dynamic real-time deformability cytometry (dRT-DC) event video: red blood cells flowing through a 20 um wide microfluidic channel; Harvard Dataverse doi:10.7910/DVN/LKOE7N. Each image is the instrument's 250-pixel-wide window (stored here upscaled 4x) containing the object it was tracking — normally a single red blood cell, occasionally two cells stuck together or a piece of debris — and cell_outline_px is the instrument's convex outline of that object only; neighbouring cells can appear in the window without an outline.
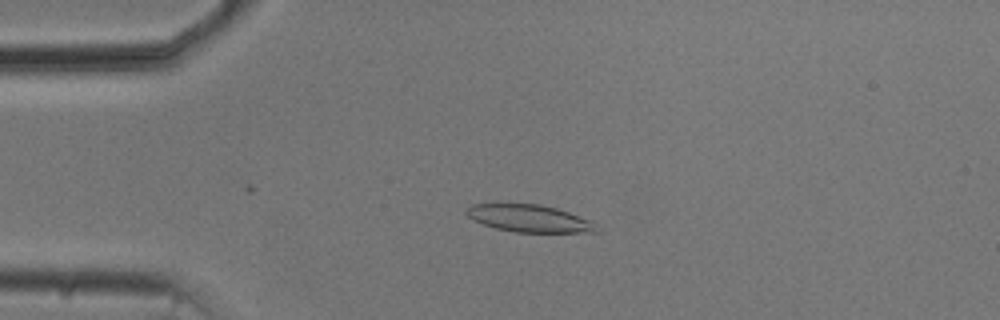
{"species": "common noctule bat (a hibernating species)", "species_latin": "Nyctalus noctula", "temperature_condition": "cold", "stored_images_in_passage": 54, "camera_frame_rate_fps": 3000, "um_per_image_px": 0.085, "animal": {"sex": "male", "body_mass_g": 20.5, "forearm_length_mm": 52.5}, "frame": {"image": 1, "passage_image": 13, "time_ms": 4.0, "image_size_px": [1000, 320], "cell_outline_px": [[600, 232], [516, 232], [496, 228], [472, 220], [464, 212], [472, 204], [540, 204], [556, 208], [568, 212], [588, 220], [596, 224]], "centroid_in_image_um": [44.98, 18.57], "position_along_channel_um": 40.0, "area_um2": 20.46}}
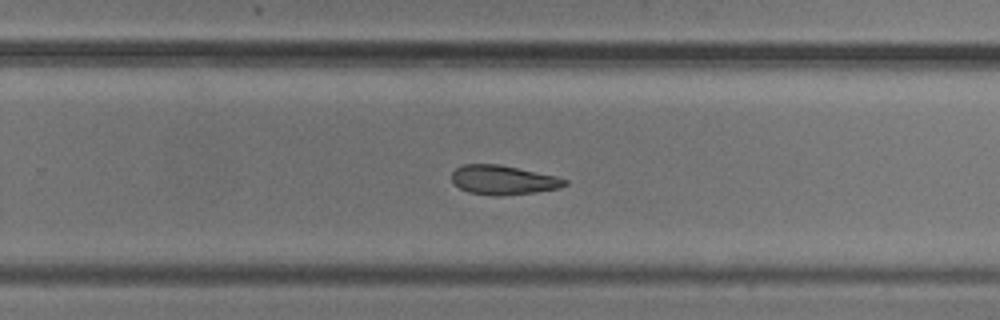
{"frame": {"image": 2, "passage_image": 35, "time_ms": 11.333, "image_size_px": [1000, 320], "cell_outline_px": [[568, 184], [560, 188], [532, 192], [500, 196], [492, 196], [468, 192], [460, 188], [452, 180], [452, 172], [456, 168], [464, 164], [500, 164], [556, 176], [568, 180]], "centroid_in_image_um": [42.77, 15.29], "position_along_channel_um": 287.0, "area_um2": 19.25}}
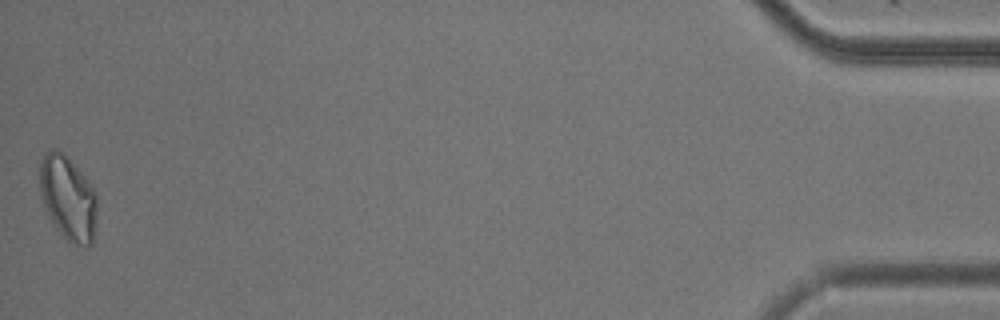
{"frame": {"image": 3, "passage_image": 54, "time_ms": 17.667, "image_size_px": [1000, 320], "cell_outline_px": [[96, 216], [92, 244], [88, 248], [84, 248], [72, 244], [56, 228], [48, 216], [40, 192], [40, 160], [44, 152], [52, 148], [56, 148], [84, 176], [96, 192]], "centroid_in_image_um": [5.77, 16.87], "position_along_channel_um": 429.4, "area_um2": 27.98}, "authors_computed_cell_mechanics": {"area_um2": 21.386, "velocity_mm_per_s": 3.7351, "shape_relaxation_time_tau1_ms": 11.1331, "shape_relaxation_time_tau2_ms": null, "deformation_change_tau1": 0.2297, "deformation_change_tau2": null}}